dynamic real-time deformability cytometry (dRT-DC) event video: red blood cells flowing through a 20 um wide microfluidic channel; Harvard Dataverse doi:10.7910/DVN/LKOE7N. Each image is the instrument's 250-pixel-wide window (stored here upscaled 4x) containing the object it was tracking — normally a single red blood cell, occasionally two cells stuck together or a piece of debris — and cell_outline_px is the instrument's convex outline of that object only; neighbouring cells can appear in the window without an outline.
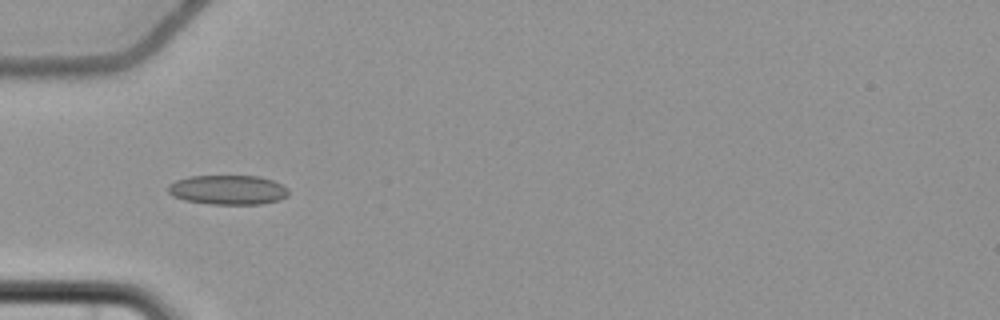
{"species": "common noctule bat (a hibernating species)", "species_latin": "Nyctalus noctula", "temperature_condition": "cold", "stored_images_in_passage": 7, "camera_frame_rate_fps": 3000, "um_per_image_px": 0.085, "animal": {"sex": "female", "body_mass_g": 22.7, "forearm_length_mm": 54.2}, "frame": {"image": 1, "passage_image": 4, "time_ms": 3.667, "image_size_px": [1000, 320], "cell_outline_px": [[288, 196], [280, 200], [260, 204], [208, 204], [184, 200], [172, 196], [168, 192], [168, 184], [176, 180], [188, 176], [260, 176], [272, 180], [288, 188]], "centroid_in_image_um": [19.36, 16.14], "position_along_channel_um": 65.6, "area_um2": 20.87}}
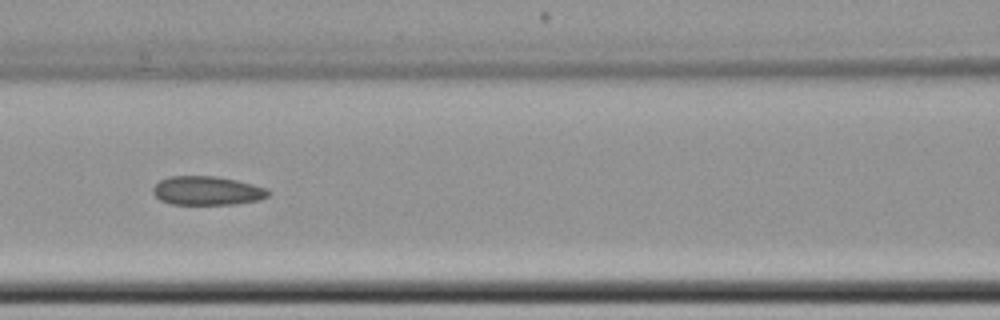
{"frame": {"image": 2, "passage_image": 6, "time_ms": 6.0, "image_size_px": [1000, 320], "cell_outline_px": [[272, 192], [268, 196], [260, 200], [236, 204], [172, 204], [160, 200], [152, 192], [152, 188], [160, 180], [168, 176], [216, 176], [236, 180], [268, 188]], "centroid_in_image_um": [17.63, 16.21], "position_along_channel_um": 149.0, "area_um2": 19.54}}
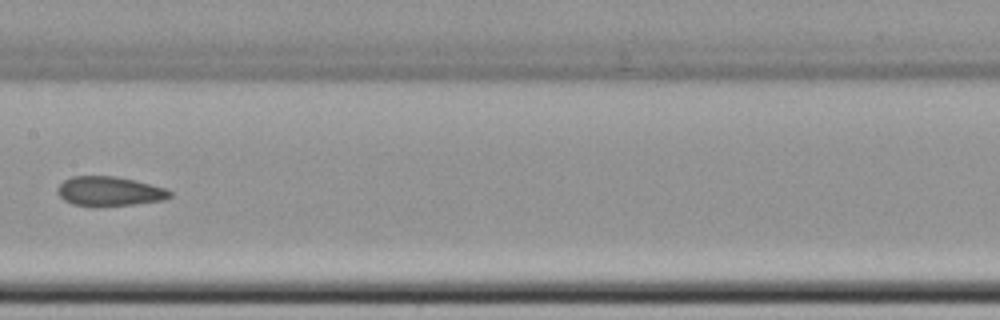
{"frame": {"image": 3, "passage_image": 7, "time_ms": 7.333, "image_size_px": [1000, 320], "cell_outline_px": [[172, 196], [164, 200], [132, 204], [72, 204], [64, 200], [56, 192], [56, 188], [64, 180], [72, 176], [116, 176], [164, 188], [172, 192]], "centroid_in_image_um": [9.28, 16.23], "position_along_channel_um": 198.1, "area_um2": 18.61}}